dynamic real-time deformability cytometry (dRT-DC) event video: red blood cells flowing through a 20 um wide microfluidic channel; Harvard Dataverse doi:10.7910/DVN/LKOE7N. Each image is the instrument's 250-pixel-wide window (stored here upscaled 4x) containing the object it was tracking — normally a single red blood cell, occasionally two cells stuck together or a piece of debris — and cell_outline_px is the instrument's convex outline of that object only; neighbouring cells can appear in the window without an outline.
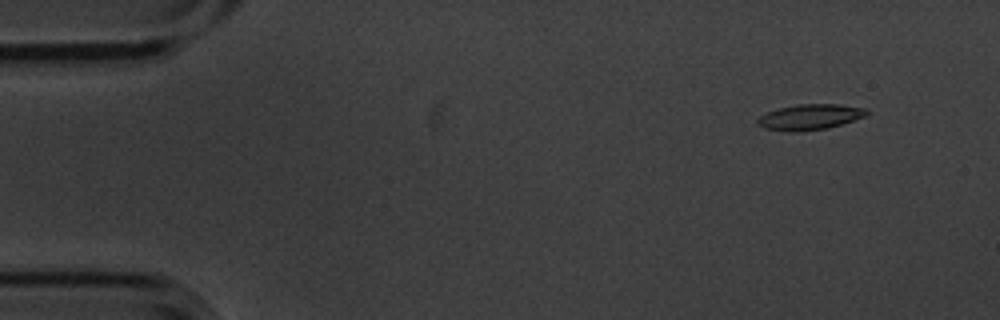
{"species": "common noctule bat (a hibernating species)", "species_latin": "Nyctalus noctula", "temperature_condition": "cold", "stored_images_in_passage": 6, "segment_of_instrument_passage": [2, 2], "camera_frame_rate_fps": 3000, "um_per_image_px": 0.085, "animal": {"sex": "male", "body_mass_g": 20.1, "forearm_length_mm": 53.5}, "frame": {"image": 1, "passage_image": 6, "time_ms": 1.667, "image_size_px": [1000, 320], "cell_outline_px": [[868, 112], [864, 116], [828, 128], [796, 132], [788, 132], [764, 128], [756, 124], [756, 120], [760, 116], [768, 112], [780, 108], [796, 104], [840, 104], [864, 108]], "centroid_in_image_um": [68.78, 9.95], "position_along_channel_um": 16.2, "area_um2": 16.13}}